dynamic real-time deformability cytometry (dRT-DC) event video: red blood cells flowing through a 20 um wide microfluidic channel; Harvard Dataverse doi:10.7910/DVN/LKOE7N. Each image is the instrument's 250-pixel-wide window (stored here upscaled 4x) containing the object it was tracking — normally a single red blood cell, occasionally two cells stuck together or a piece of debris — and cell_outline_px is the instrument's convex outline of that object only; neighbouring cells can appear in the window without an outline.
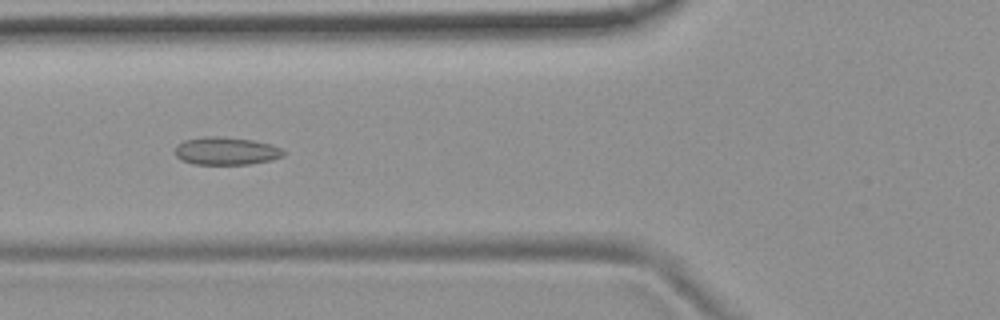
{"species": "common noctule bat (a hibernating species)", "species_latin": "Nyctalus noctula", "temperature_condition": "room temperature", "stored_images_in_passage": 46, "camera_frame_rate_fps": 3000, "um_per_image_px": 0.085, "animal": {"sex": "female", "body_mass_g": 19.9}, "frame": {"image": 1, "passage_image": 13, "time_ms": 4.0, "image_size_px": [1000, 320], "cell_outline_px": [[288, 152], [284, 156], [272, 160], [248, 164], [192, 164], [180, 160], [176, 156], [176, 144], [184, 140], [204, 136], [220, 136], [252, 140], [272, 144]], "centroid_in_image_um": [19.23, 12.83], "position_along_channel_um": 106.6, "area_um2": 17.8}}
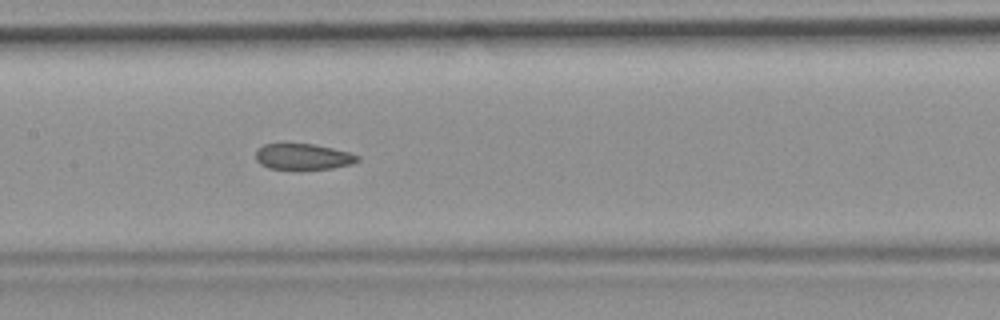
{"frame": {"image": 2, "passage_image": 19, "time_ms": 6.0, "image_size_px": [1000, 320], "cell_outline_px": [[360, 160], [352, 164], [332, 168], [300, 172], [268, 168], [260, 164], [256, 160], [256, 148], [264, 144], [316, 144], [348, 152], [360, 156]], "centroid_in_image_um": [25.74, 13.36], "position_along_channel_um": 181.7, "area_um2": 16.13}}
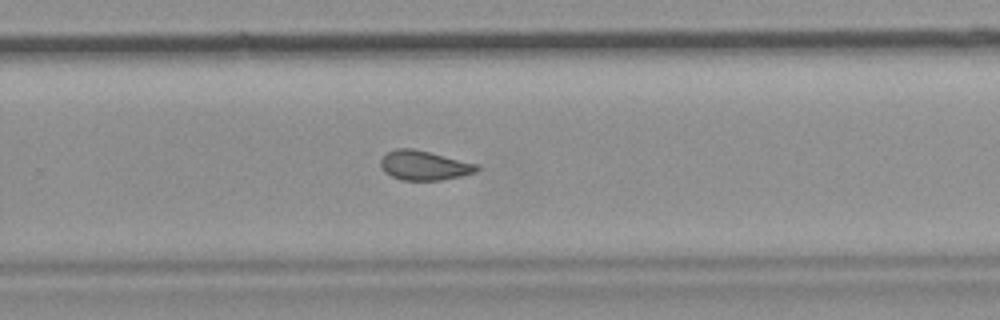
{"frame": {"image": 3, "passage_image": 28, "time_ms": 9.0, "image_size_px": [1000, 320], "cell_outline_px": [[480, 168], [476, 172], [460, 176], [440, 180], [400, 180], [384, 172], [380, 164], [380, 160], [388, 152], [396, 148], [412, 148], [480, 164]], "centroid_in_image_um": [36.07, 14.06], "position_along_channel_um": 293.7, "area_um2": 16.53}, "authors_computed_cell_mechanics": {"area_um2": 16.9643, "velocity_mm_per_s": 3.7527, "shape_relaxation_time_tau1_ms": null, "shape_relaxation_time_tau2_ms": 2.8196, "deformation_change_tau1": null, "deformation_change_tau2": 0.0704}}